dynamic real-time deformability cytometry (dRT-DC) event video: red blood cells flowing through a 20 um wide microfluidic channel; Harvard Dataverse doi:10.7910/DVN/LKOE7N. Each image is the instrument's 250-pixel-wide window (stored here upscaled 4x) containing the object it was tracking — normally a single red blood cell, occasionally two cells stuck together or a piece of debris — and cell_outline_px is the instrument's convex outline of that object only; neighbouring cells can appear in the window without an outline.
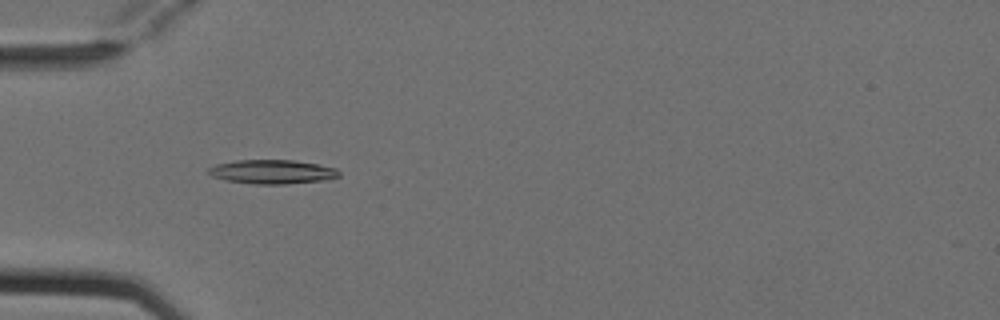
{"species": "Egyptian fruit bat (a non-hibernating species)", "species_latin": "Rousettus aegyptiacus", "temperature_condition": "cold", "stored_images_in_passage": 8, "camera_frame_rate_fps": 3000, "um_per_image_px": 0.085, "animal": {"sex": "female"}, "frame": {"image": 1, "passage_image": 4, "time_ms": 1.0, "image_size_px": [1000, 320], "cell_outline_px": [[340, 176], [324, 180], [284, 184], [256, 184], [224, 180], [212, 176], [208, 172], [208, 168], [216, 164], [236, 160], [292, 160], [316, 164], [336, 168], [340, 172]], "centroid_in_image_um": [23.12, 14.6], "position_along_channel_um": 61.9, "area_um2": 18.21}}
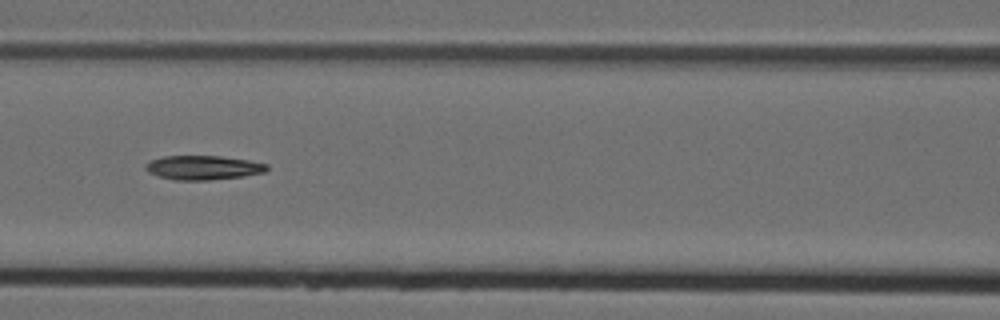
{"frame": {"image": 2, "passage_image": 6, "time_ms": 1.667, "image_size_px": [1000, 320], "cell_outline_px": [[268, 168], [264, 172], [244, 176], [208, 180], [176, 180], [160, 176], [148, 172], [144, 168], [144, 164], [152, 160], [164, 156], [220, 156], [248, 160], [268, 164]], "centroid_in_image_um": [17.26, 14.24], "position_along_channel_um": 149.3, "area_um2": 16.99}}
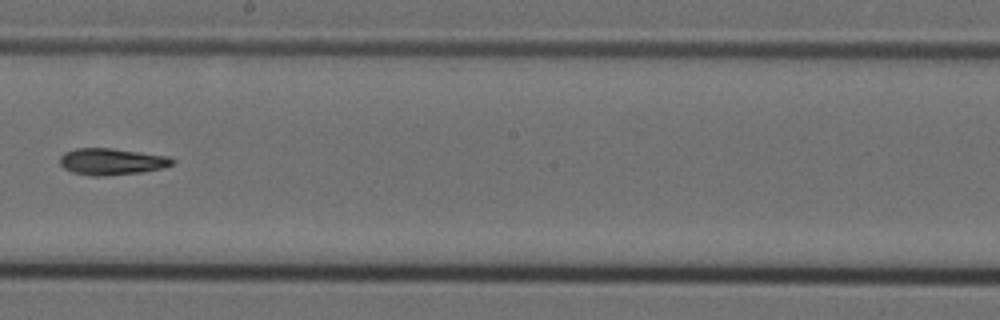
{"frame": {"image": 3, "passage_image": 8, "time_ms": 2.333, "image_size_px": [1000, 320], "cell_outline_px": [[176, 160], [172, 164], [164, 168], [144, 172], [104, 176], [92, 176], [72, 172], [64, 168], [60, 164], [60, 156], [64, 152], [76, 148], [112, 148], [168, 156]], "centroid_in_image_um": [9.5, 13.74], "position_along_channel_um": 238.7, "area_um2": 17.57}}